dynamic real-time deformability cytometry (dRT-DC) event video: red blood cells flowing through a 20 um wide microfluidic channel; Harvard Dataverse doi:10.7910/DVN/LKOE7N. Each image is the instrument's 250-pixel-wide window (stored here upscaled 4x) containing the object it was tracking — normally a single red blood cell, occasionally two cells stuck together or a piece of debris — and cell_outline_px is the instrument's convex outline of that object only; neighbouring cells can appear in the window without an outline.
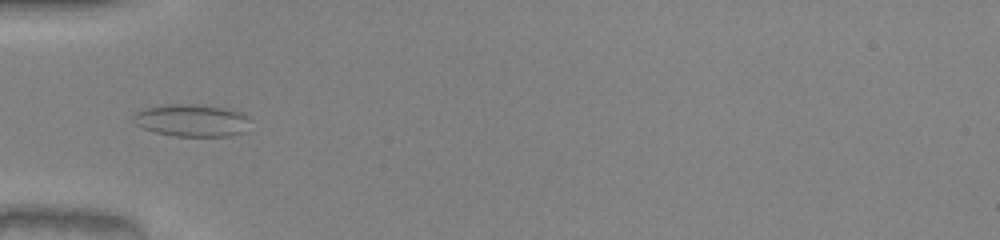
{"species": "common noctule bat (a hibernating species)", "species_latin": "Nyctalus noctula", "temperature_condition": "warm", "stored_images_in_passage": 35, "camera_frame_rate_fps": 3000, "um_per_image_px": 0.085, "animal": {"sex": "male", "body_mass_g": 20.0, "forearm_length_mm": 53.3}, "frame": {"image": 1, "passage_image": 1, "time_ms": 0.0, "image_size_px": [1000, 240], "cell_outline_px": [[252, 120], [244, 132], [232, 136], [176, 136], [156, 132], [144, 128], [136, 124], [132, 120], [132, 116], [136, 112], [144, 108], [164, 104], [192, 104], [232, 108], [240, 112]], "centroid_in_image_um": [16.33, 10.22], "position_along_channel_um": 68.7, "area_um2": 22.31}}
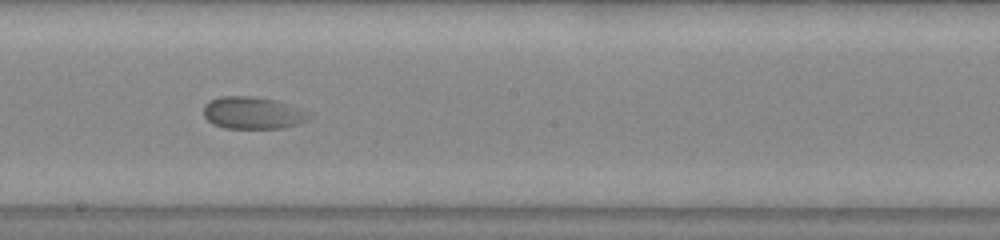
{"frame": {"image": 2, "passage_image": 13, "time_ms": 4.0, "image_size_px": [1000, 240], "cell_outline_px": [[312, 116], [308, 120], [284, 128], [224, 128], [212, 124], [204, 116], [204, 104], [208, 100], [220, 96], [252, 96], [276, 100], [312, 112]], "centroid_in_image_um": [21.49, 9.59], "position_along_channel_um": 226.7, "area_um2": 20.06}}
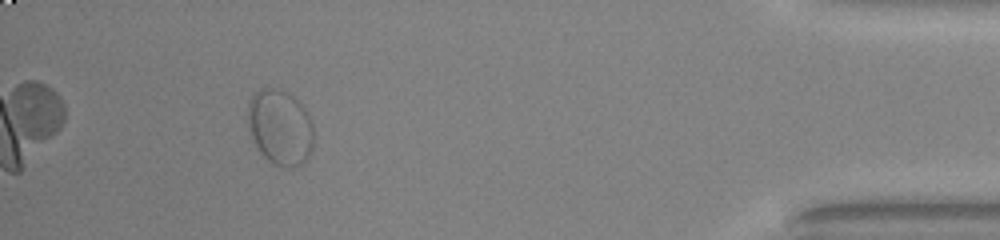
{"frame": {"image": 3, "passage_image": 31, "time_ms": 10.0, "image_size_px": [1000, 240], "cell_outline_px": [[312, 152], [304, 164], [296, 168], [280, 168], [272, 164], [256, 148], [248, 128], [244, 116], [248, 100], [252, 92], [260, 88], [276, 88], [288, 92], [308, 112], [312, 120]], "centroid_in_image_um": [23.76, 10.83], "position_along_channel_um": 411.4, "area_um2": 30.11}}